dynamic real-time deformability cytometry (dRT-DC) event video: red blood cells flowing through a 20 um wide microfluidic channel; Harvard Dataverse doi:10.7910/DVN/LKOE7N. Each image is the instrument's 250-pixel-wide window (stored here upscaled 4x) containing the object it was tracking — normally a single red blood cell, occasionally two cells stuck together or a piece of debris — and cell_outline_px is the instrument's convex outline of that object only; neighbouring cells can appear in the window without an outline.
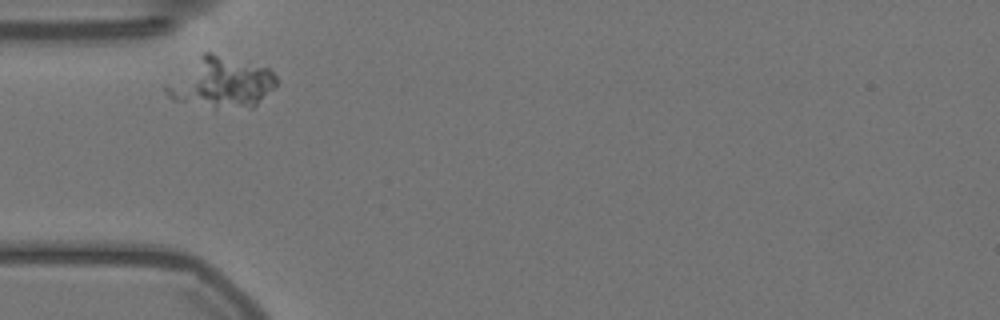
{"species": "Egyptian fruit bat (a non-hibernating species)", "species_latin": "Rousettus aegyptiacus", "temperature_condition": "warm", "stored_images_in_passage": 36, "camera_frame_rate_fps": 3000, "um_per_image_px": 0.085, "animal": {"sex": "female"}, "frame": {"image": 1, "passage_image": 3, "time_ms": 0.667, "image_size_px": [1000, 320], "cell_outline_px": [[280, 80], [252, 108], [216, 112], [172, 100], [164, 92], [164, 88], [204, 52], [212, 52], [268, 68]], "centroid_in_image_um": [18.81, 7.11], "position_along_channel_um": 66.2, "area_um2": 32.95}}
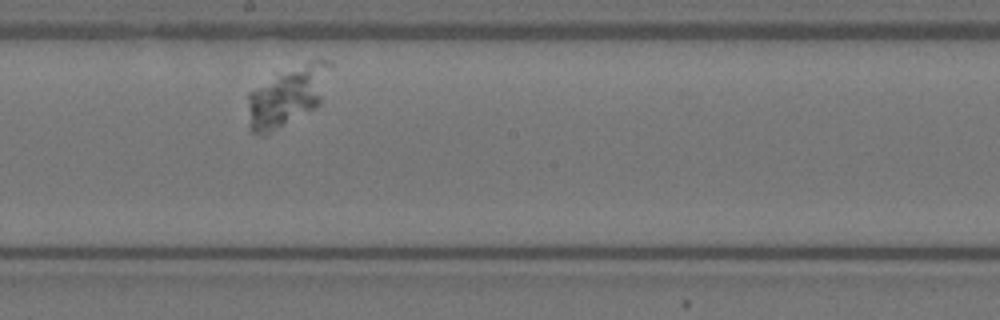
{"frame": {"image": 2, "passage_image": 18, "time_ms": 5.667, "image_size_px": [1000, 320], "cell_outline_px": [[332, 64], [320, 104], [316, 108], [268, 132], [252, 132], [248, 108], [248, 92], [276, 72], [320, 56], [328, 60]], "centroid_in_image_um": [24.48, 8.03], "position_along_channel_um": 223.7, "area_um2": 28.61}}
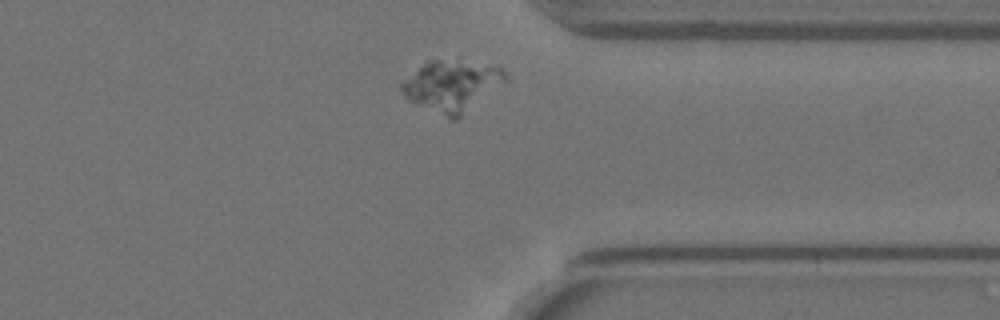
{"frame": {"image": 3, "passage_image": 32, "time_ms": 10.333, "image_size_px": [1000, 320], "cell_outline_px": [[508, 80], [456, 120], [452, 120], [408, 100], [400, 88], [400, 84], [404, 80], [428, 60], [440, 60], [496, 64], [508, 76]], "centroid_in_image_um": [38.43, 7.29], "position_along_channel_um": 373.0, "area_um2": 30.58}}